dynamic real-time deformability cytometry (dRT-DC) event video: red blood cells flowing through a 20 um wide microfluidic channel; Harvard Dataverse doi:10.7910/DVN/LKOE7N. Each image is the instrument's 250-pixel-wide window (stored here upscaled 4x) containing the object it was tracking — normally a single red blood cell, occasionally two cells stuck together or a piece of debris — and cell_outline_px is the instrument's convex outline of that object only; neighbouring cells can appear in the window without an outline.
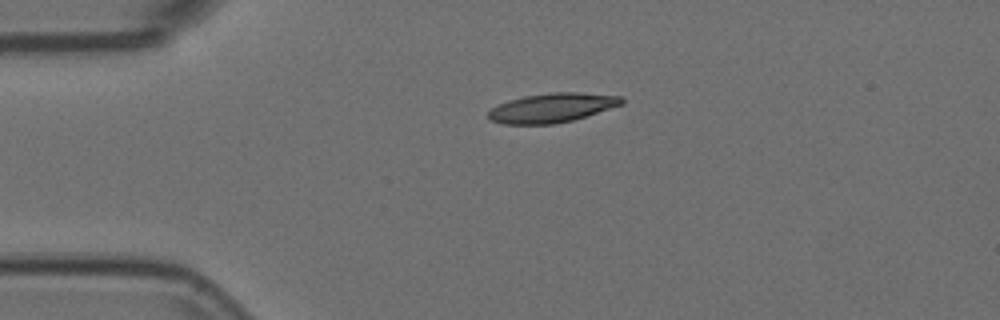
{"species": "Egyptian fruit bat (a non-hibernating species)", "species_latin": "Rousettus aegyptiacus", "temperature_condition": "room temperature", "stored_images_in_passage": 3, "camera_frame_rate_fps": 3000, "um_per_image_px": 0.085, "animal": {"sex": "female"}, "frame": {"image": 1, "passage_image": 3, "time_ms": 0.667, "image_size_px": [1000, 320], "cell_outline_px": [[624, 104], [572, 120], [556, 124], [504, 124], [488, 120], [488, 112], [492, 108], [508, 100], [524, 96], [552, 92], [580, 92], [620, 96], [624, 100]], "centroid_in_image_um": [46.91, 9.16], "position_along_channel_um": 38.1, "area_um2": 22.72}}